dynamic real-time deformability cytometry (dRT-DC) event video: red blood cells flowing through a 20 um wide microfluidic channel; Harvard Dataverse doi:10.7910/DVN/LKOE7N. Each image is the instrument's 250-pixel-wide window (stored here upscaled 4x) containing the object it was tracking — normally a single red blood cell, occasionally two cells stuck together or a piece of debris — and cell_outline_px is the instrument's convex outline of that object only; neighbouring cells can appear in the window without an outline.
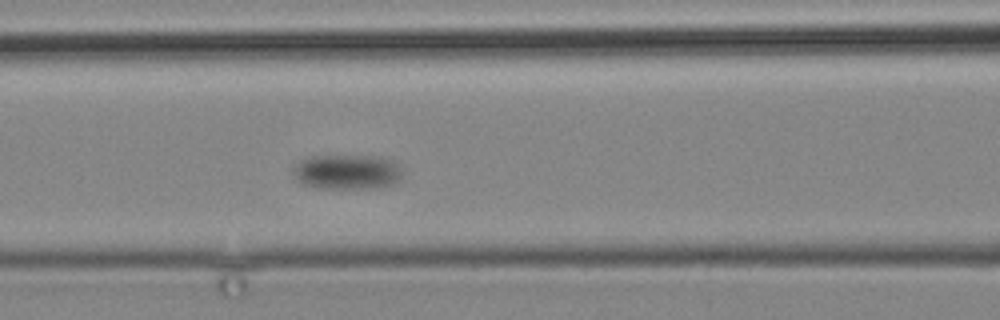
{"species": "common noctule bat (a hibernating species)", "species_latin": "Nyctalus noctula", "temperature_condition": "cold", "stored_images_in_passage": 4, "camera_frame_rate_fps": 3000, "um_per_image_px": 0.085, "animal": {"sex": "male", "body_mass_g": 19.2, "forearm_length_mm": 51.8}, "frame": {"image": 1, "passage_image": 4, "time_ms": 3.667, "image_size_px": [1000, 320], "cell_outline_px": [[400, 180], [396, 184], [380, 188], [316, 188], [304, 184], [296, 180], [292, 172], [292, 164], [308, 156], [380, 156], [392, 160], [396, 164], [400, 172]], "centroid_in_image_um": [29.45, 14.61], "position_along_channel_um": 137.2, "area_um2": 22.54}}